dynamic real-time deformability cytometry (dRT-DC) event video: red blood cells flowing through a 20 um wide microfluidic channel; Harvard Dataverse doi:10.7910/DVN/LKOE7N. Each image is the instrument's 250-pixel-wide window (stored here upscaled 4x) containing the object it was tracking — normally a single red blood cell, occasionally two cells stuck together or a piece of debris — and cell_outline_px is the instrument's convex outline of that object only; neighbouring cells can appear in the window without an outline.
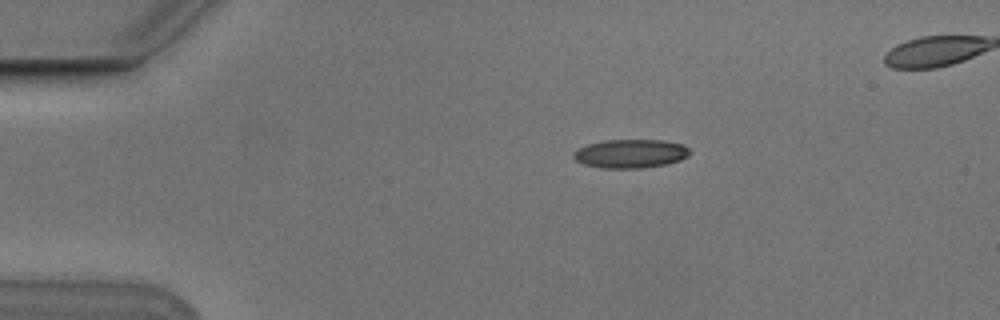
{"species": "Egyptian fruit bat (a non-hibernating species)", "species_latin": "Rousettus aegyptiacus", "temperature_condition": "cold", "stored_images_in_passage": 3, "camera_frame_rate_fps": 3000, "um_per_image_px": 0.085, "animal": {"sex": "male"}, "frame": {"image": 1, "passage_image": 1, "time_ms": 0.0, "image_size_px": [1000, 320], "cell_outline_px": [[692, 152], [688, 156], [680, 160], [664, 164], [640, 168], [600, 168], [584, 164], [576, 160], [572, 156], [572, 152], [576, 148], [588, 144], [604, 140], [664, 140], [684, 144]], "centroid_in_image_um": [53.58, 13.05], "position_along_channel_um": 31.4, "area_um2": 19.59}}